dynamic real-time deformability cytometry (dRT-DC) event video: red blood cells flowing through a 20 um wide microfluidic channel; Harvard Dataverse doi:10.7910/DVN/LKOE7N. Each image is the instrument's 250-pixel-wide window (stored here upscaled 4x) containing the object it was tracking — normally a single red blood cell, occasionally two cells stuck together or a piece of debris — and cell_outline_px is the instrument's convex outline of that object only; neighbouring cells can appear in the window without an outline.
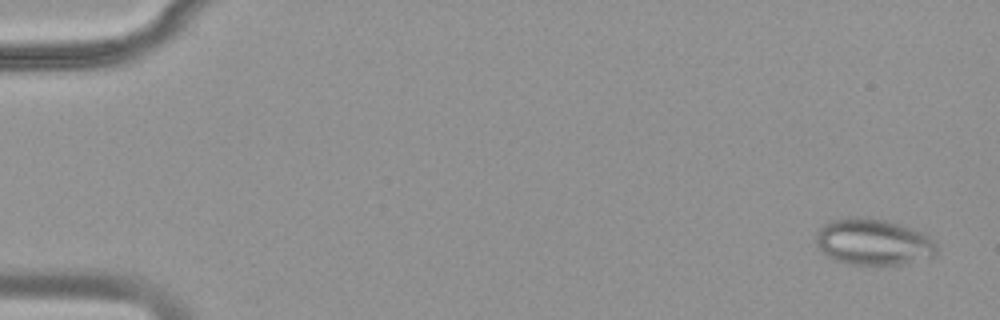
{"species": "common noctule bat (a hibernating species)", "species_latin": "Nyctalus noctula", "temperature_condition": "warm", "stored_images_in_passage": 52, "camera_frame_rate_fps": 3000, "um_per_image_px": 0.085, "animal": {"sex": "female", "body_mass_g": 18.4}, "frame": {"image": 1, "passage_image": 2, "time_ms": 0.333, "image_size_px": [1000, 320], "cell_outline_px": [[936, 256], [900, 264], [880, 268], [848, 264], [832, 260], [816, 244], [816, 232], [828, 220], [884, 220], [900, 224], [920, 232], [936, 240]], "centroid_in_image_um": [74.25, 20.65], "position_along_channel_um": 10.7, "area_um2": 32.48}}
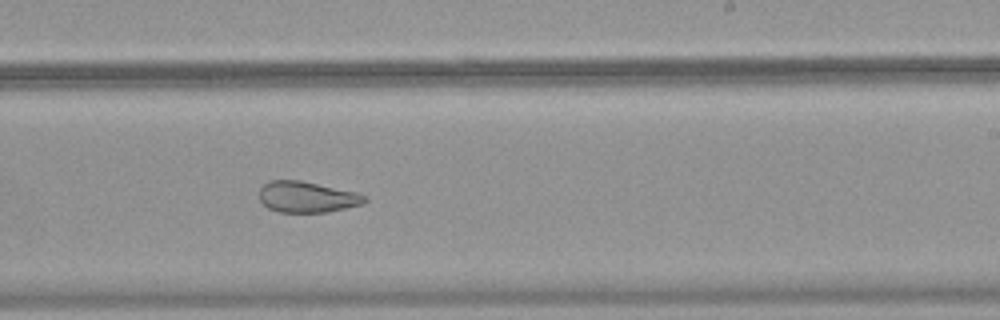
{"frame": {"image": 2, "passage_image": 32, "time_ms": 10.333, "image_size_px": [1000, 320], "cell_outline_px": [[368, 200], [364, 204], [328, 212], [280, 212], [268, 208], [260, 200], [260, 188], [268, 180], [300, 180], [356, 192], [368, 196]], "centroid_in_image_um": [26.12, 16.74], "position_along_channel_um": 262.9, "area_um2": 19.13}}
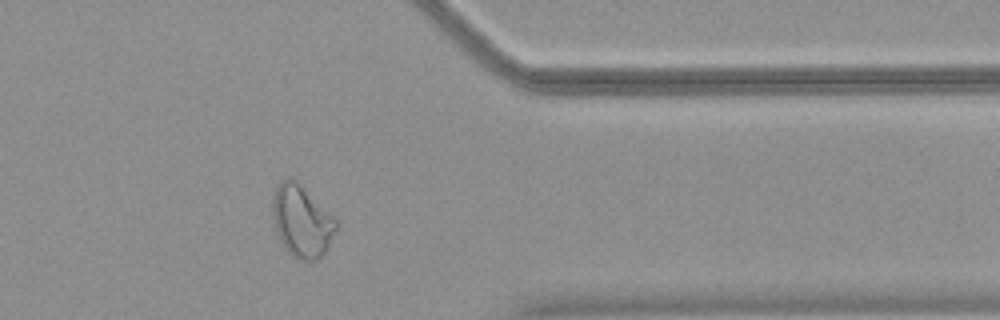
{"frame": {"image": 3, "passage_image": 42, "time_ms": 13.667, "image_size_px": [1000, 320], "cell_outline_px": [[336, 228], [328, 248], [316, 260], [300, 260], [292, 256], [284, 248], [276, 232], [272, 212], [272, 196], [276, 188], [288, 176], [296, 180], [336, 216]], "centroid_in_image_um": [25.65, 18.78], "position_along_channel_um": 385.7, "area_um2": 26.76}}